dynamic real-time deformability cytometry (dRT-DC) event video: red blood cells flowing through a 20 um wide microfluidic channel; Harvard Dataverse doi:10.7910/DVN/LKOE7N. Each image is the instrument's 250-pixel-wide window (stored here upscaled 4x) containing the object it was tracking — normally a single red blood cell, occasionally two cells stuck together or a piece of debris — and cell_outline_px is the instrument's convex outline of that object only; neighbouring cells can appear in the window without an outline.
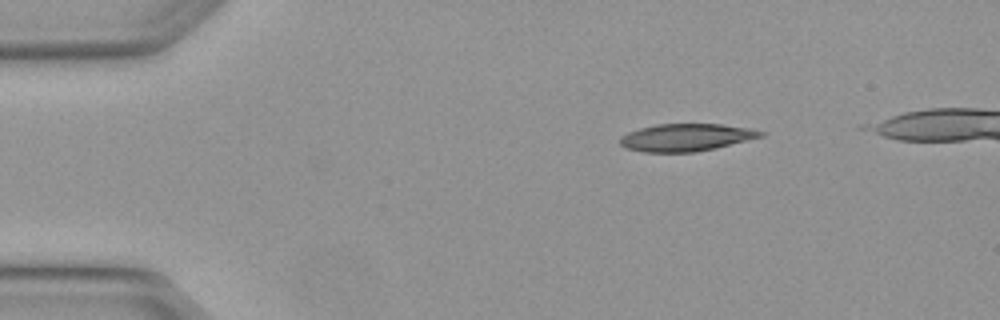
{"species": "Egyptian fruit bat (a non-hibernating species)", "species_latin": "Rousettus aegyptiacus", "temperature_condition": "warm", "stored_images_in_passage": 3, "camera_frame_rate_fps": 3000, "um_per_image_px": 0.085, "animal": {"sex": "female"}, "frame": {"image": 1, "passage_image": 1, "time_ms": 0.0, "image_size_px": [1000, 320], "cell_outline_px": [[764, 136], [716, 148], [692, 152], [644, 152], [624, 148], [620, 144], [620, 136], [628, 132], [640, 128], [656, 124], [720, 124], [744, 128], [764, 132]], "centroid_in_image_um": [58.26, 11.69], "position_along_channel_um": 26.7, "area_um2": 22.31}}